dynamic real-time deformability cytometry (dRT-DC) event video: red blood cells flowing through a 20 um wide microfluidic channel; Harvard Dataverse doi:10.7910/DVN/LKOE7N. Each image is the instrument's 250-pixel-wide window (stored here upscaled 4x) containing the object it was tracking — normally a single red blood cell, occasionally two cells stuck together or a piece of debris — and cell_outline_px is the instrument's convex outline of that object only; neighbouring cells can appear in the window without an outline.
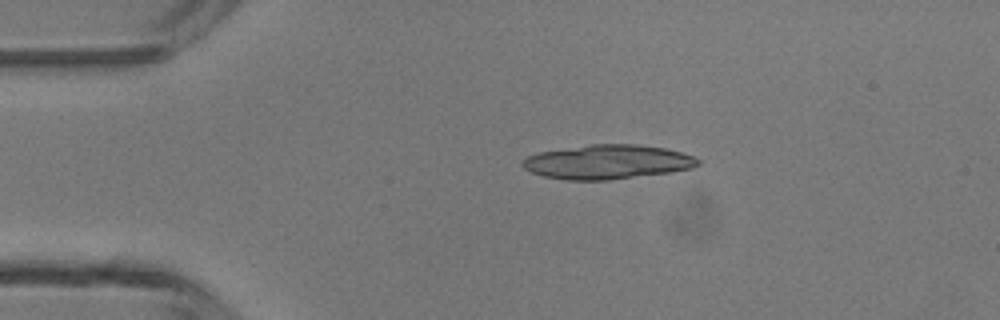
{"species": "common noctule bat (a hibernating species)", "species_latin": "Nyctalus noctula", "temperature_condition": "room temperature", "stored_images_in_passage": 4, "camera_frame_rate_fps": 3000, "um_per_image_px": 0.085, "animal": {"sex": "male", "body_mass_g": 13.3}, "frame": {"image": 1, "passage_image": 3, "time_ms": 2.333, "image_size_px": [1000, 320], "cell_outline_px": [[700, 164], [692, 168], [668, 172], [608, 180], [568, 180], [544, 176], [532, 172], [524, 168], [520, 164], [520, 160], [528, 156], [540, 152], [592, 144], [636, 144], [664, 148], [680, 152], [692, 156], [700, 160]], "centroid_in_image_um": [51.61, 13.76], "position_along_channel_um": 33.4, "area_um2": 34.74}}